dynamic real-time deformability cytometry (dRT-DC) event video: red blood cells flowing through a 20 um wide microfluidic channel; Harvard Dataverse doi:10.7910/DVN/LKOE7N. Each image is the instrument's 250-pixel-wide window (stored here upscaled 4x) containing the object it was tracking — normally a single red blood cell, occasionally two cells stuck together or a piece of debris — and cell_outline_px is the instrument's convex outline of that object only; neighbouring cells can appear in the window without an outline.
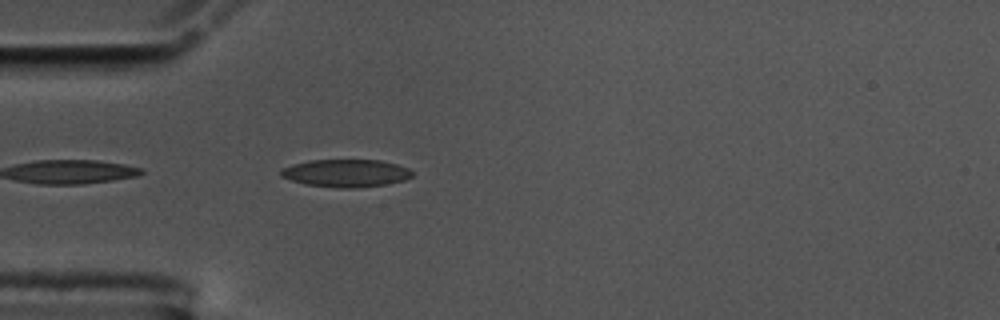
{"species": "common noctule bat (a hibernating species)", "species_latin": "Nyctalus noctula", "temperature_condition": "cold", "stored_images_in_passage": 6, "camera_frame_rate_fps": 3000, "um_per_image_px": 0.085, "animal": {"sex": "male", "body_mass_g": 17.5, "forearm_length_mm": 52.3}, "frame": {"image": 1, "passage_image": 2, "time_ms": 0.333, "image_size_px": [1000, 320], "cell_outline_px": [[412, 176], [404, 180], [384, 184], [352, 188], [340, 188], [304, 184], [280, 176], [280, 168], [292, 164], [308, 160], [380, 160], [396, 164], [408, 168], [412, 172]], "centroid_in_image_um": [29.36, 14.71], "position_along_channel_um": 55.6, "area_um2": 21.1}}